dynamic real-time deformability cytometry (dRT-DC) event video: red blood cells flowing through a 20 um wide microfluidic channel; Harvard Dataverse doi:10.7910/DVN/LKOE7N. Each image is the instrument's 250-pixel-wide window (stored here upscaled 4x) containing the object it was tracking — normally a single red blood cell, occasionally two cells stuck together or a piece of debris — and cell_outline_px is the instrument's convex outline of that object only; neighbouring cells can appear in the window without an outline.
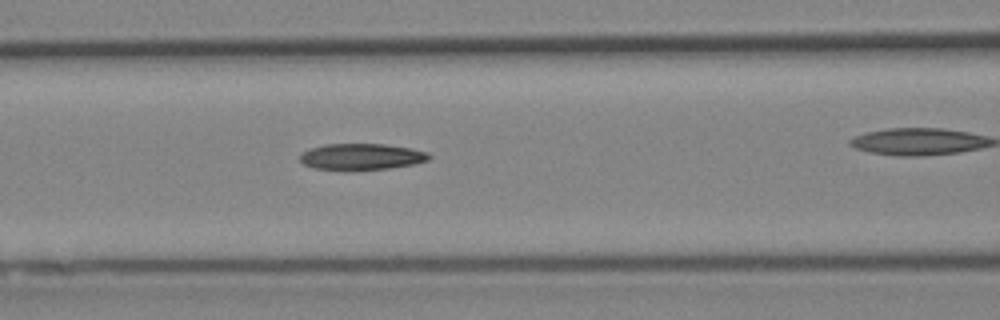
{"species": "Egyptian fruit bat (a non-hibernating species)", "species_latin": "Rousettus aegyptiacus", "temperature_condition": "cold", "stored_images_in_passage": 16, "camera_frame_rate_fps": 3000, "um_per_image_px": 0.085, "animal": {"sex": "female"}, "frame": {"image": 1, "passage_image": 14, "time_ms": 4.333, "image_size_px": [1000, 320], "cell_outline_px": [[432, 156], [428, 160], [412, 164], [388, 168], [352, 172], [348, 172], [312, 168], [304, 164], [300, 160], [300, 152], [308, 148], [324, 144], [384, 144], [408, 148], [428, 152]], "centroid_in_image_um": [30.64, 13.34], "position_along_channel_um": 136.0, "area_um2": 20.35}}